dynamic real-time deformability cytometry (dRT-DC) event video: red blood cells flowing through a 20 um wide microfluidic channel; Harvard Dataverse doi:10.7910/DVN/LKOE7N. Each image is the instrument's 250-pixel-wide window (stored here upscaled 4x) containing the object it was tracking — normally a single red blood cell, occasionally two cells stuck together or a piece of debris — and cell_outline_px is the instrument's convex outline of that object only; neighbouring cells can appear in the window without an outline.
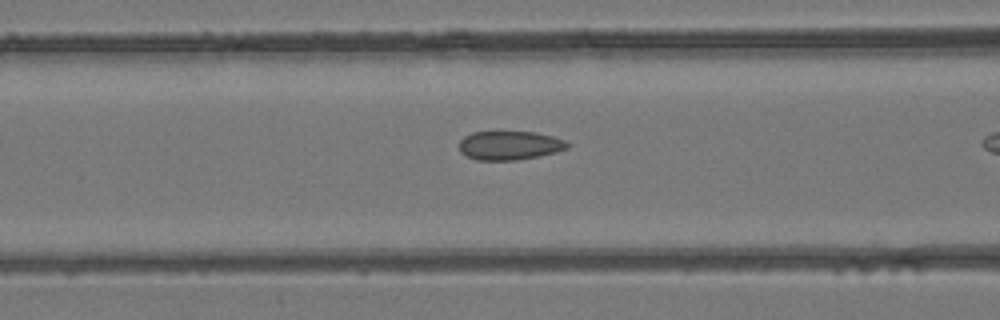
{"species": "common noctule bat (a hibernating species)", "species_latin": "Nyctalus noctula", "temperature_condition": "room temperature", "stored_images_in_passage": 11, "camera_frame_rate_fps": 3000, "um_per_image_px": 0.085, "animal": {"sex": "female", "body_mass_g": 24.6, "forearm_length_mm": 56.2}, "frame": {"image": 1, "passage_image": 10, "time_ms": 3.0, "image_size_px": [1000, 320], "cell_outline_px": [[572, 144], [568, 148], [556, 152], [516, 160], [476, 160], [460, 152], [460, 140], [464, 136], [472, 132], [536, 132], [552, 136], [564, 140]], "centroid_in_image_um": [43.33, 12.35], "position_along_channel_um": 123.3, "area_um2": 18.15}}